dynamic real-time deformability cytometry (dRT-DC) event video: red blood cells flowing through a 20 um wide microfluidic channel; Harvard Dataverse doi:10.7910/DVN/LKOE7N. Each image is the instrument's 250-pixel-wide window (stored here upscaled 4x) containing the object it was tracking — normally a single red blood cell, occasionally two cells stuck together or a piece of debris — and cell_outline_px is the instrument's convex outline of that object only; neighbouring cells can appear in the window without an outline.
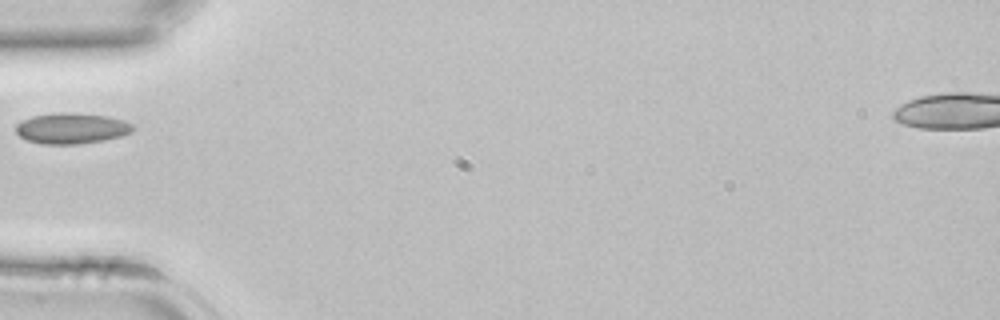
{"species": "common noctule bat (a hibernating species)", "species_latin": "Nyctalus noctula", "temperature_condition": "room temperature", "stored_images_in_passage": 29, "camera_frame_rate_fps": 3000, "um_per_image_px": 0.085, "animal": {"sex": "female", "body_mass_g": 22.7, "forearm_length_mm": 54.2}, "frame": {"image": 1, "passage_image": 1, "time_ms": 0.0, "image_size_px": [1000, 320], "cell_outline_px": [[136, 128], [132, 132], [120, 136], [104, 140], [80, 144], [40, 144], [24, 140], [16, 132], [16, 124], [32, 116], [60, 112], [68, 112], [108, 116], [124, 120], [132, 124]], "centroid_in_image_um": [6.09, 10.91], "position_along_channel_um": 78.9, "area_um2": 21.15}}